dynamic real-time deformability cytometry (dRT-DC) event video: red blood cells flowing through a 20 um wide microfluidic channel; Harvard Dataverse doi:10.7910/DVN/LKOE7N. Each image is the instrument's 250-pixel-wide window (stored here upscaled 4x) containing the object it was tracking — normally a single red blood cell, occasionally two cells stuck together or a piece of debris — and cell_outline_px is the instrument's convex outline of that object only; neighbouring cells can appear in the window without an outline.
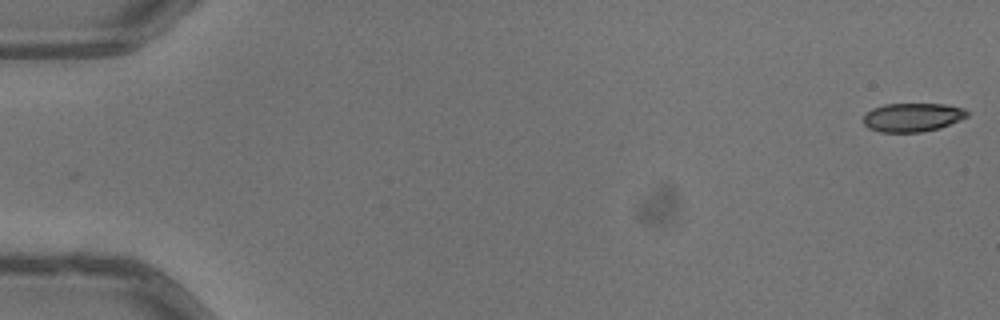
{"species": "common noctule bat (a hibernating species)", "species_latin": "Nyctalus noctula", "temperature_condition": "warm", "stored_images_in_passage": 42, "camera_frame_rate_fps": 3000, "um_per_image_px": 0.085, "animal": {"sex": "male", "body_mass_g": 13.3}, "frame": {"image": 1, "passage_image": 1, "time_ms": 0.0, "image_size_px": [1000, 320], "cell_outline_px": [[968, 116], [960, 120], [940, 128], [920, 132], [880, 132], [868, 128], [864, 124], [864, 116], [872, 108], [884, 104], [944, 104], [964, 108], [968, 112]], "centroid_in_image_um": [77.57, 9.97], "position_along_channel_um": 7.4, "area_um2": 17.34}}
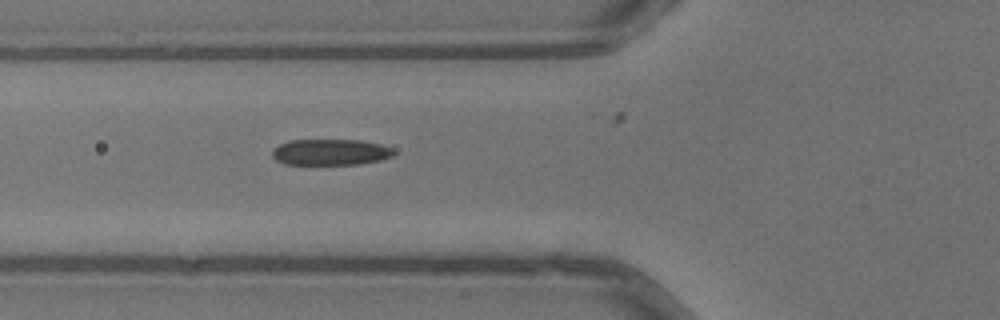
{"frame": {"image": 2, "passage_image": 20, "time_ms": 6.333, "image_size_px": [1000, 320], "cell_outline_px": [[396, 152], [392, 156], [380, 160], [356, 164], [284, 164], [276, 160], [272, 156], [272, 152], [280, 144], [288, 140], [360, 140], [380, 144], [392, 148]], "centroid_in_image_um": [28.09, 12.93], "position_along_channel_um": 97.7, "area_um2": 18.38}}
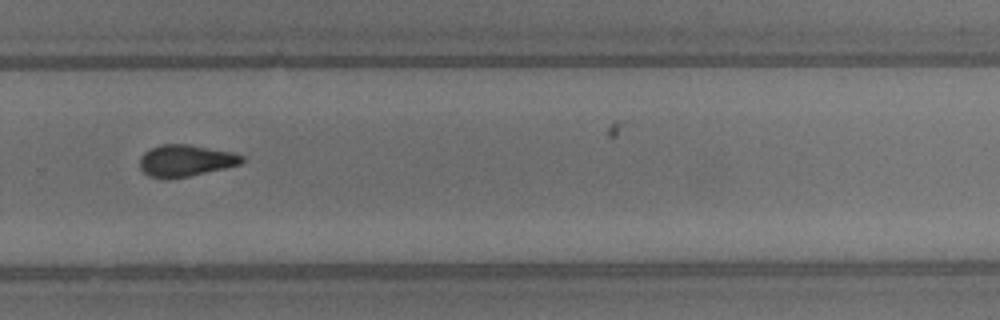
{"frame": {"image": 3, "passage_image": 36, "time_ms": 11.667, "image_size_px": [1000, 320], "cell_outline_px": [[244, 160], [240, 164], [224, 168], [188, 176], [168, 180], [148, 176], [140, 168], [140, 156], [144, 152], [160, 144], [188, 144], [236, 152], [244, 156]], "centroid_in_image_um": [15.77, 13.65], "position_along_channel_um": 314.0, "area_um2": 19.07}}